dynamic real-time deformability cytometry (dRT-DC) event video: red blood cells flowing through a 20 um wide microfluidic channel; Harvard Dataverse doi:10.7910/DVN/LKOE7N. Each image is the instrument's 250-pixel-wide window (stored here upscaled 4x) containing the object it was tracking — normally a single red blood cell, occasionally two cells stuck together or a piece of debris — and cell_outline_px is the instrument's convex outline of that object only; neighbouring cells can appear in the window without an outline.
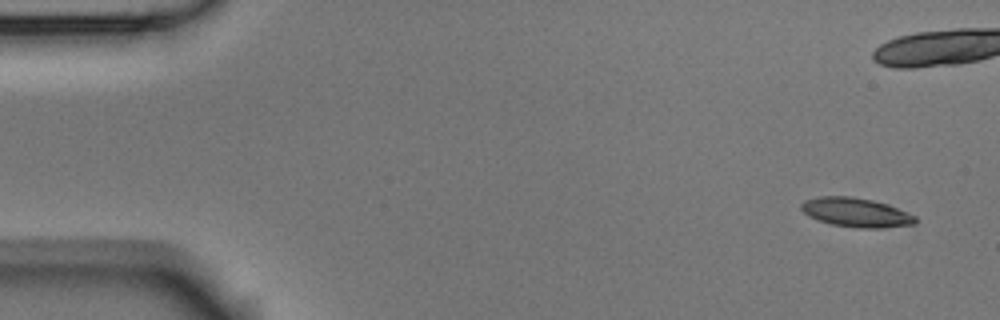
{"species": "Egyptian fruit bat (a non-hibernating species)", "species_latin": "Rousettus aegyptiacus", "temperature_condition": "room temperature", "stored_images_in_passage": 3, "camera_frame_rate_fps": 3000, "um_per_image_px": 0.085, "animal": {"sex": "male"}, "frame": {"image": 1, "passage_image": 1, "time_ms": 0.0, "image_size_px": [1000, 320], "cell_outline_px": [[916, 224], [880, 228], [856, 228], [832, 224], [816, 220], [808, 216], [800, 208], [800, 204], [804, 200], [820, 196], [852, 196], [872, 200], [888, 204], [916, 216]], "centroid_in_image_um": [72.74, 18.05], "position_along_channel_um": 12.3, "area_um2": 19.54}}